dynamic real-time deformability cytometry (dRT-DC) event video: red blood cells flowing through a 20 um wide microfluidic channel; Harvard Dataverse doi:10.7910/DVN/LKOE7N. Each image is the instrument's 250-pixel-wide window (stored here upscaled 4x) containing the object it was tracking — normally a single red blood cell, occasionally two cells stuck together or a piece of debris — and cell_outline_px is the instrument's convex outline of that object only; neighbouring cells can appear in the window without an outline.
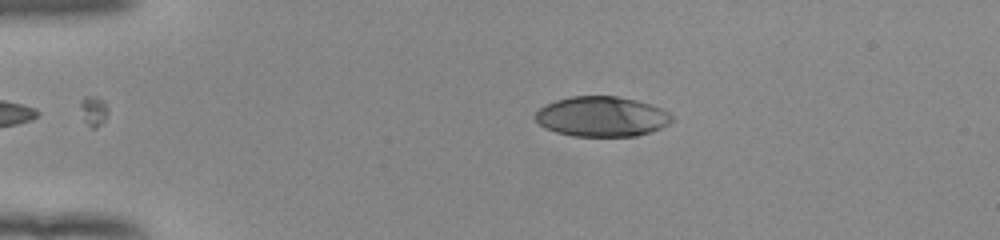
{"species": "human", "species_latin": "Homo sapiens", "temperature_condition": "room temperature", "stored_images_in_passage": 52, "camera_frame_rate_fps": 3000, "um_per_image_px": 0.085, "donor": {"sex": "female"}, "frame": {"image": 1, "passage_image": 11, "time_ms": 3.333, "image_size_px": [1000, 240], "cell_outline_px": [[672, 120], [668, 124], [660, 128], [636, 136], [572, 136], [556, 132], [544, 128], [532, 116], [544, 104], [556, 100], [572, 96], [616, 96], [636, 100], [652, 104], [668, 112], [672, 116]], "centroid_in_image_um": [51.11, 9.9], "position_along_channel_um": 33.9, "area_um2": 31.96}}
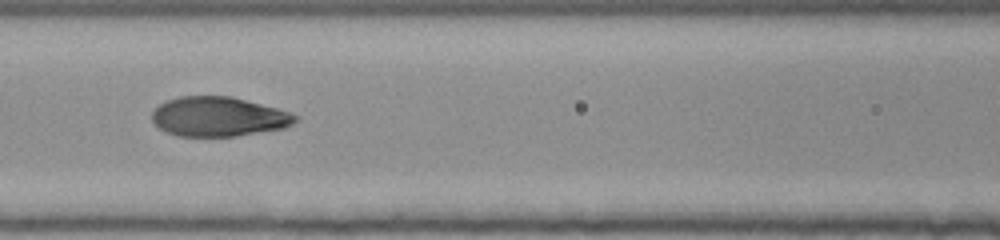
{"frame": {"image": 2, "passage_image": 24, "time_ms": 7.667, "image_size_px": [1000, 240], "cell_outline_px": [[300, 120], [284, 128], [236, 136], [176, 136], [152, 124], [152, 112], [164, 100], [180, 96], [232, 96], [276, 108], [300, 116]], "centroid_in_image_um": [18.57, 9.91], "position_along_channel_um": 148.0, "area_um2": 33.18}}
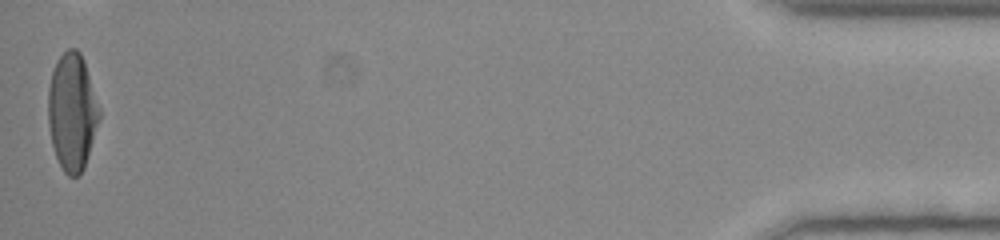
{"frame": {"image": 3, "passage_image": 52, "time_ms": 17.0, "image_size_px": [1000, 240], "cell_outline_px": [[100, 120], [84, 168], [76, 176], [68, 176], [64, 172], [56, 156], [52, 144], [48, 124], [48, 88], [52, 72], [56, 60], [68, 48], [76, 48], [80, 52], [84, 60], [100, 108]], "centroid_in_image_um": [6.13, 9.49], "position_along_channel_um": 429.1, "area_um2": 35.03}, "authors_computed_cell_mechanics": {"area_um2": 33.8997, "velocity_mm_per_s": 3.9367, "shape_relaxation_time_tau1_ms": 4.8747, "shape_relaxation_time_tau2_ms": null, "deformation_change_tau1": 0.2684, "deformation_change_tau2": null}}